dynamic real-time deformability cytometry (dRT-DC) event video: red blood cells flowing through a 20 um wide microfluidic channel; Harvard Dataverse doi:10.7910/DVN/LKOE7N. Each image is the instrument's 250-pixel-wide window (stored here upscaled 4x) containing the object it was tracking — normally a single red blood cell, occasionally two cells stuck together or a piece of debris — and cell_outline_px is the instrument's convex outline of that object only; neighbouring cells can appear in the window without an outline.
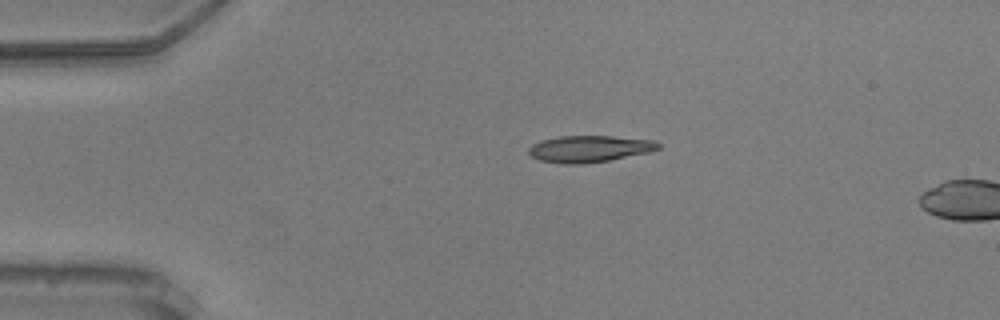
{"species": "common noctule bat (a hibernating species)", "species_latin": "Nyctalus noctula", "temperature_condition": "warm", "stored_images_in_passage": 5, "camera_frame_rate_fps": 3000, "um_per_image_px": 0.085, "animal": {"sex": "male", "body_mass_g": 20.5, "forearm_length_mm": 52.5}, "frame": {"image": 1, "passage_image": 1, "time_ms": 0.0, "image_size_px": [1000, 320], "cell_outline_px": [[660, 148], [648, 152], [608, 160], [584, 164], [564, 164], [540, 160], [532, 156], [528, 152], [528, 148], [532, 144], [540, 140], [560, 136], [612, 136], [652, 140], [660, 144]], "centroid_in_image_um": [50.06, 12.64], "position_along_channel_um": 34.9, "area_um2": 20.0}}